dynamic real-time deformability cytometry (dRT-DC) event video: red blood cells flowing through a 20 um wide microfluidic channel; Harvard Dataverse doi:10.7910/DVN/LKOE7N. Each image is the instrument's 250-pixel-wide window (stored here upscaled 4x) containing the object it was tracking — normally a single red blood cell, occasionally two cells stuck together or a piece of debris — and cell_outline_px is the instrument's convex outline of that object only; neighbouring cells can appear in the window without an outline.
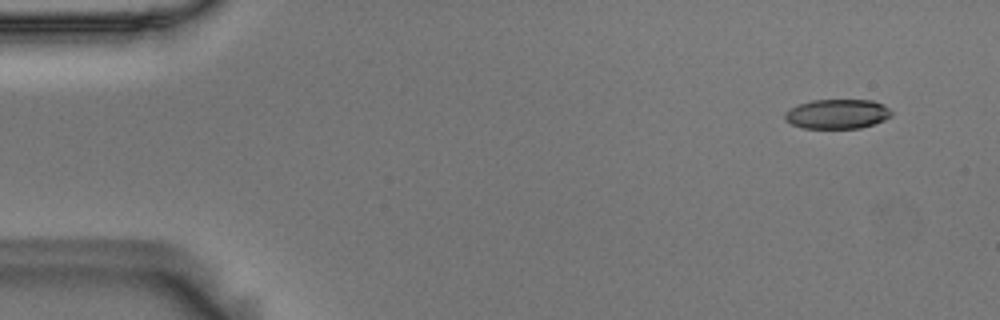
{"species": "Egyptian fruit bat (a non-hibernating species)", "species_latin": "Rousettus aegyptiacus", "temperature_condition": "room temperature", "stored_images_in_passage": 52, "camera_frame_rate_fps": 3000, "um_per_image_px": 0.085, "animal": {"sex": "male"}, "frame": {"image": 1, "passage_image": 1, "time_ms": 0.0, "image_size_px": [1000, 320], "cell_outline_px": [[892, 116], [884, 120], [860, 128], [804, 128], [792, 124], [784, 120], [784, 112], [800, 104], [812, 100], [872, 100], [884, 104], [892, 112]], "centroid_in_image_um": [71.18, 9.68], "position_along_channel_um": 13.8, "area_um2": 18.32}}
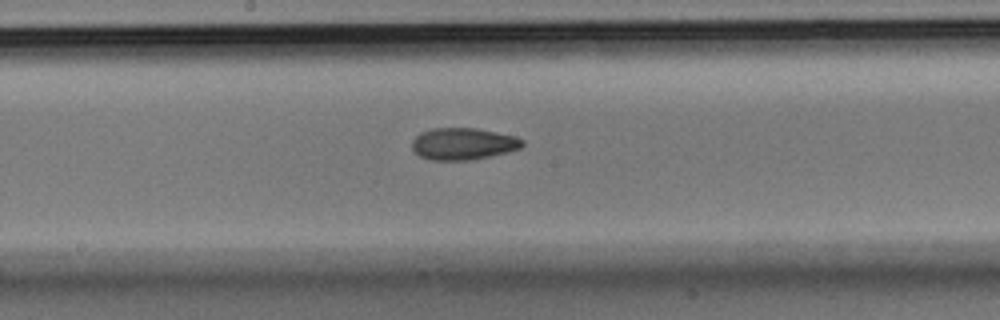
{"frame": {"image": 2, "passage_image": 26, "time_ms": 8.333, "image_size_px": [1000, 320], "cell_outline_px": [[524, 144], [520, 148], [508, 152], [468, 160], [428, 160], [420, 156], [412, 148], [412, 140], [420, 132], [432, 128], [476, 128], [516, 136], [524, 140]], "centroid_in_image_um": [39.36, 12.22], "position_along_channel_um": 208.8, "area_um2": 20.52}}
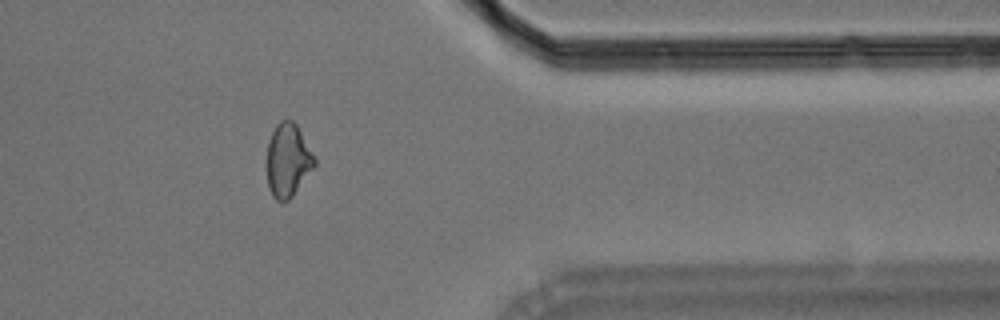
{"frame": {"image": 3, "passage_image": 42, "time_ms": 13.667, "image_size_px": [1000, 320], "cell_outline_px": [[316, 164], [292, 196], [288, 200], [276, 200], [272, 196], [268, 188], [268, 140], [276, 124], [280, 120], [292, 120], [296, 124], [312, 152], [316, 160]], "centroid_in_image_um": [24.47, 13.61], "position_along_channel_um": 386.9, "area_um2": 20.0}, "authors_computed_cell_mechanics": {"area_um2": 20.2011, "velocity_mm_per_s": 3.6409, "shape_relaxation_time_tau1_ms": 8.4474, "shape_relaxation_time_tau2_ms": 3.4709, "deformation_change_tau1": 0.1564, "deformation_change_tau2": 0.0982}}